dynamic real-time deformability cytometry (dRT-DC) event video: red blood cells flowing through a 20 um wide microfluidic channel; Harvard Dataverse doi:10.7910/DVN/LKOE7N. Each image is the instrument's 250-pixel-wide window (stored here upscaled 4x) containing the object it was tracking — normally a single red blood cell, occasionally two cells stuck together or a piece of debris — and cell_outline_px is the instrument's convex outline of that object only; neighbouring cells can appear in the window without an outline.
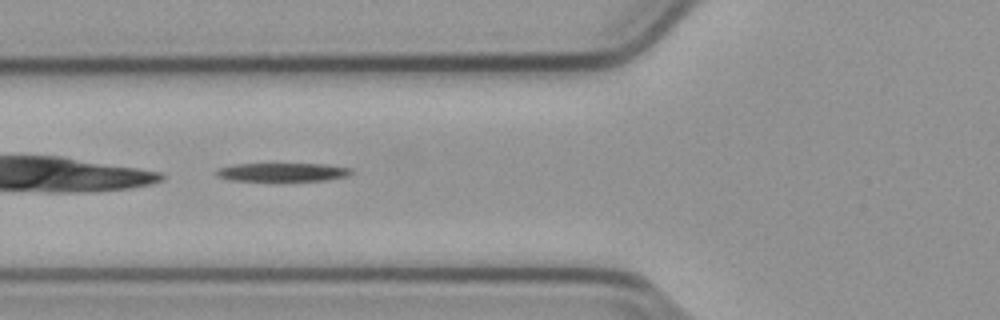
{"species": "common noctule bat (a hibernating species)", "species_latin": "Nyctalus noctula", "temperature_condition": "cold", "stored_images_in_passage": 33, "camera_frame_rate_fps": 3000, "um_per_image_px": 0.085, "animal": {"sex": "male", "body_mass_g": 23.1, "forearm_length_mm": 52.7}, "frame": {"image": 1, "passage_image": 3, "time_ms": 0.667, "image_size_px": [1000, 320], "cell_outline_px": [[352, 172], [344, 176], [324, 180], [232, 180], [220, 176], [216, 172], [220, 168], [240, 164], [324, 164], [348, 168]], "centroid_in_image_um": [24.02, 14.62], "position_along_channel_um": 101.8, "area_um2": 13.76}}
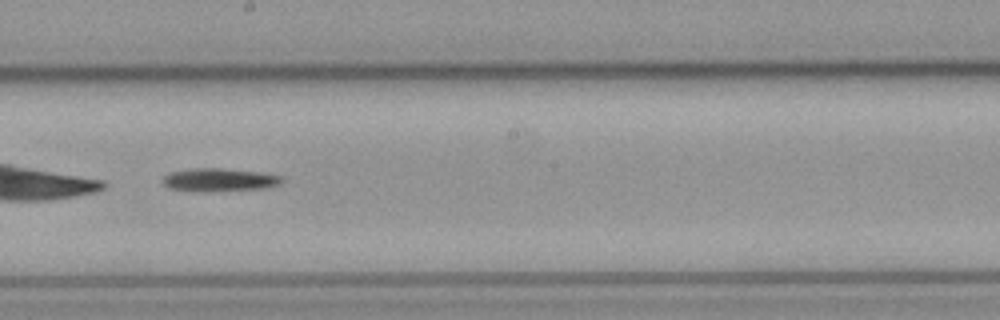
{"frame": {"image": 2, "passage_image": 13, "time_ms": 4.0, "image_size_px": [1000, 320], "cell_outline_px": [[284, 180], [276, 184], [264, 188], [172, 188], [164, 184], [164, 176], [172, 172], [196, 168], [216, 168], [260, 172], [280, 176]], "centroid_in_image_um": [18.7, 15.21], "position_along_channel_um": 229.5, "area_um2": 14.22}}
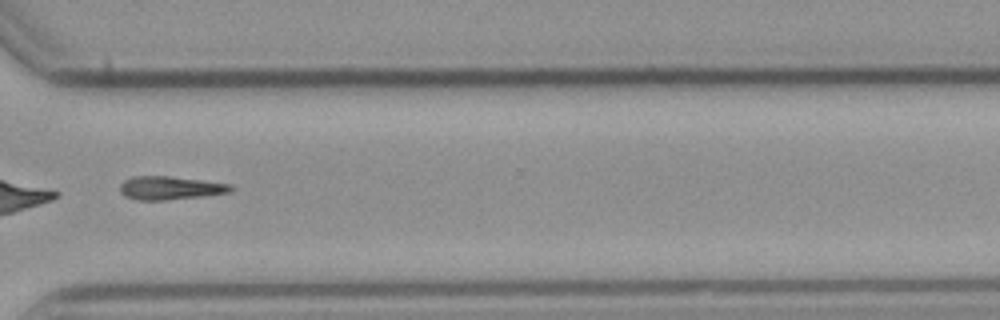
{"frame": {"image": 3, "passage_image": 23, "time_ms": 7.333, "image_size_px": [1000, 320], "cell_outline_px": [[232, 188], [228, 192], [204, 196], [168, 200], [136, 200], [124, 196], [120, 192], [120, 184], [124, 180], [136, 176], [168, 176], [232, 184]], "centroid_in_image_um": [14.42, 15.98], "position_along_channel_um": 356.2, "area_um2": 15.03}}